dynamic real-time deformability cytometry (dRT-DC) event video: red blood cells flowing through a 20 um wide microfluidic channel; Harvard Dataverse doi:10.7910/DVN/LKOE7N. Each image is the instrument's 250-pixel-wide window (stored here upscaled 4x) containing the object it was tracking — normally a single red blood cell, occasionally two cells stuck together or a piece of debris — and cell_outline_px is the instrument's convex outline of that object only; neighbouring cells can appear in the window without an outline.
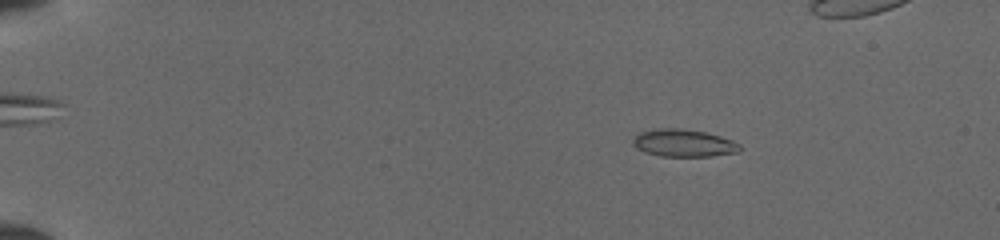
{"species": "common noctule bat (a hibernating species)", "species_latin": "Nyctalus noctula", "temperature_condition": "cold", "stored_images_in_passage": 52, "camera_frame_rate_fps": 3000, "um_per_image_px": 0.085, "animal": {"sex": "female", "body_mass_g": 19.5, "forearm_length_mm": 54.1}, "frame": {"image": 1, "passage_image": 9, "time_ms": 2.667, "image_size_px": [1000, 240], "cell_outline_px": [[740, 152], [712, 156], [660, 156], [644, 152], [636, 148], [632, 144], [632, 140], [640, 132], [660, 128], [680, 128], [704, 132], [720, 136], [732, 140], [740, 144]], "centroid_in_image_um": [58.1, 12.16], "position_along_channel_um": 26.9, "area_um2": 17.11}}
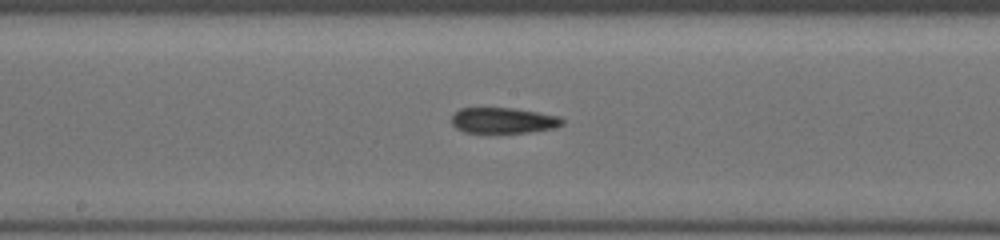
{"frame": {"image": 2, "passage_image": 29, "time_ms": 9.333, "image_size_px": [1000, 240], "cell_outline_px": [[564, 124], [552, 128], [528, 132], [464, 132], [456, 128], [452, 124], [452, 116], [460, 108], [512, 108], [560, 116], [564, 120]], "centroid_in_image_um": [42.78, 10.23], "position_along_channel_um": 205.4, "area_um2": 16.36}}
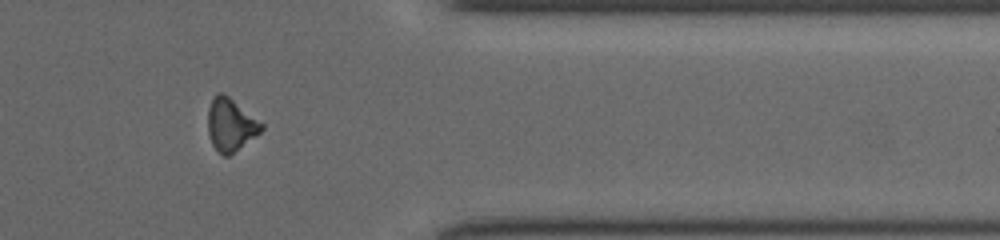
{"frame": {"image": 3, "passage_image": 43, "time_ms": 14.0, "image_size_px": [1000, 240], "cell_outline_px": [[264, 128], [256, 136], [228, 156], [224, 156], [212, 144], [208, 132], [208, 108], [216, 92], [224, 92], [264, 124]], "centroid_in_image_um": [19.61, 10.57], "position_along_channel_um": 391.8, "area_um2": 16.36}}